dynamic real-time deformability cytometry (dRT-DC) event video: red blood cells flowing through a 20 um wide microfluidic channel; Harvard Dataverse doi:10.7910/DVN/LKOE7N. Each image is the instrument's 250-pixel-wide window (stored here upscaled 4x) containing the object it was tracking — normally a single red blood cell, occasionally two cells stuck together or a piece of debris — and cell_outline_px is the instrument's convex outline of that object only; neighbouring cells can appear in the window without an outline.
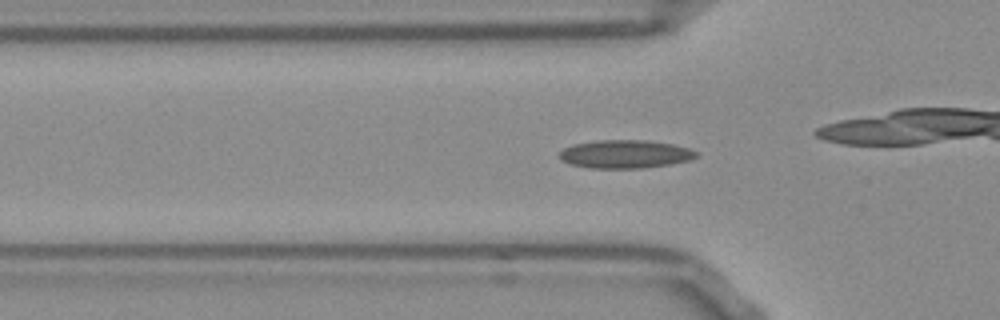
{"species": "Egyptian fruit bat (a non-hibernating species)", "species_latin": "Rousettus aegyptiacus", "temperature_condition": "room temperature", "stored_images_in_passage": 53, "camera_frame_rate_fps": 3000, "um_per_image_px": 0.085, "frame": {"image": 1, "passage_image": 16, "time_ms": 5.0, "image_size_px": [1000, 320], "cell_outline_px": [[696, 156], [688, 160], [668, 164], [640, 168], [588, 168], [572, 164], [560, 160], [560, 152], [564, 148], [572, 144], [596, 140], [648, 140], [672, 144], [688, 148], [696, 152]], "centroid_in_image_um": [53.08, 13.09], "position_along_channel_um": 72.7, "area_um2": 22.31}, "authors_computed_cell_mechanics": {"area_um2": 20.1144, "velocity_mm_per_s": 3.8608, "shape_relaxation_time_tau1_ms": null, "shape_relaxation_time_tau2_ms": 1.3818, "deformation_change_tau1": null, "deformation_change_tau2": 0.0732}}